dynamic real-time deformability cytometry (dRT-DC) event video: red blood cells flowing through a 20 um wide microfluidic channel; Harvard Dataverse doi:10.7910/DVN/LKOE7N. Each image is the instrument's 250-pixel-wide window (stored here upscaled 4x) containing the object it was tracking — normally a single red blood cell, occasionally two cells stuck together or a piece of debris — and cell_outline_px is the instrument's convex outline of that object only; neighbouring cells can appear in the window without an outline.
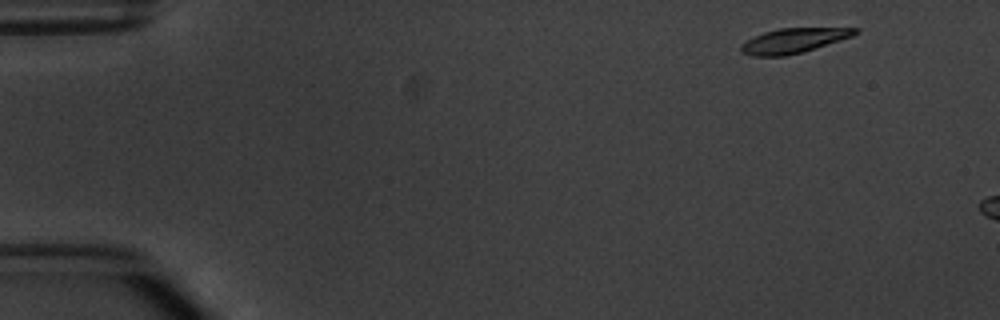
{"species": "common noctule bat (a hibernating species)", "species_latin": "Nyctalus noctula", "temperature_condition": "warm", "stored_images_in_passage": 2, "camera_frame_rate_fps": 3000, "um_per_image_px": 0.085, "animal": {"sex": "male", "body_mass_g": 20.1, "forearm_length_mm": 53.5}, "frame": {"image": 1, "passage_image": 2, "time_ms": 1.333, "image_size_px": [1000, 320], "cell_outline_px": [[860, 32], [852, 36], [840, 40], [800, 52], [784, 56], [752, 56], [740, 52], [740, 44], [764, 32], [780, 28], [860, 28]], "centroid_in_image_um": [67.44, 3.45], "position_along_channel_um": 17.6, "area_um2": 16.18}}